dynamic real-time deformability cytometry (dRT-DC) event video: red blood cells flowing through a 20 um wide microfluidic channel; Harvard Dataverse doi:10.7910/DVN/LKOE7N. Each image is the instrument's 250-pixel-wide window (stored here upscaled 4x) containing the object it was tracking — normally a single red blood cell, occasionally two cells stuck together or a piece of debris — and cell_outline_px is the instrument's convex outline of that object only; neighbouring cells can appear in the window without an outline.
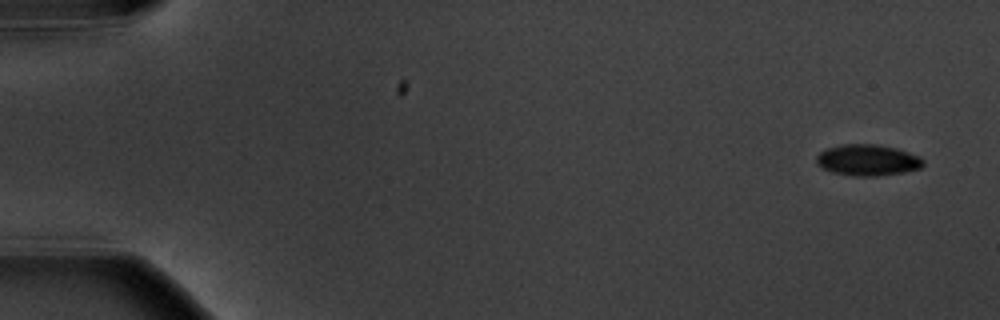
{"species": "common noctule bat (a hibernating species)", "species_latin": "Nyctalus noctula", "temperature_condition": "warm", "stored_images_in_passage": 6, "camera_frame_rate_fps": 3000, "um_per_image_px": 0.085, "animal": {"sex": "male", "body_mass_g": 20.1, "forearm_length_mm": 53.5}, "frame": {"image": 1, "passage_image": 1, "time_ms": 0.0, "image_size_px": [1000, 320], "cell_outline_px": [[924, 164], [920, 168], [904, 172], [876, 176], [856, 176], [832, 172], [820, 168], [816, 164], [816, 156], [820, 152], [828, 148], [844, 144], [876, 144], [896, 148], [920, 156], [924, 160]], "centroid_in_image_um": [73.74, 13.61], "position_along_channel_um": 11.3, "area_um2": 19.48}}
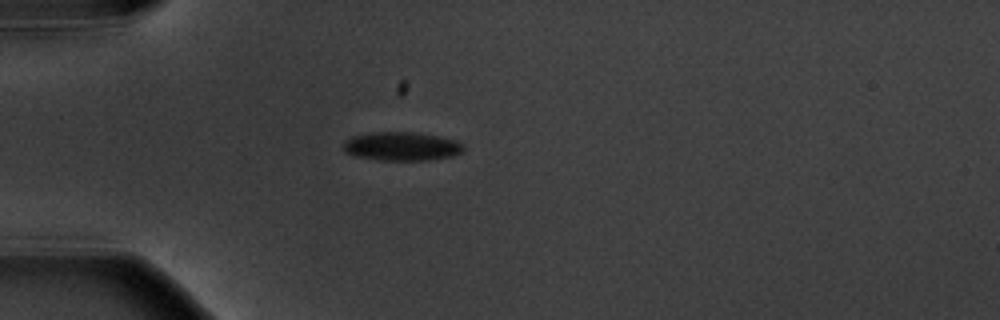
{"frame": {"image": 2, "passage_image": 5, "time_ms": 4.667, "image_size_px": [1000, 320], "cell_outline_px": [[464, 152], [452, 156], [428, 160], [380, 160], [356, 156], [344, 152], [344, 140], [352, 136], [372, 132], [416, 132], [440, 136], [456, 140], [464, 144]], "centroid_in_image_um": [34.17, 12.43], "position_along_channel_um": 50.8, "area_um2": 20.29}}